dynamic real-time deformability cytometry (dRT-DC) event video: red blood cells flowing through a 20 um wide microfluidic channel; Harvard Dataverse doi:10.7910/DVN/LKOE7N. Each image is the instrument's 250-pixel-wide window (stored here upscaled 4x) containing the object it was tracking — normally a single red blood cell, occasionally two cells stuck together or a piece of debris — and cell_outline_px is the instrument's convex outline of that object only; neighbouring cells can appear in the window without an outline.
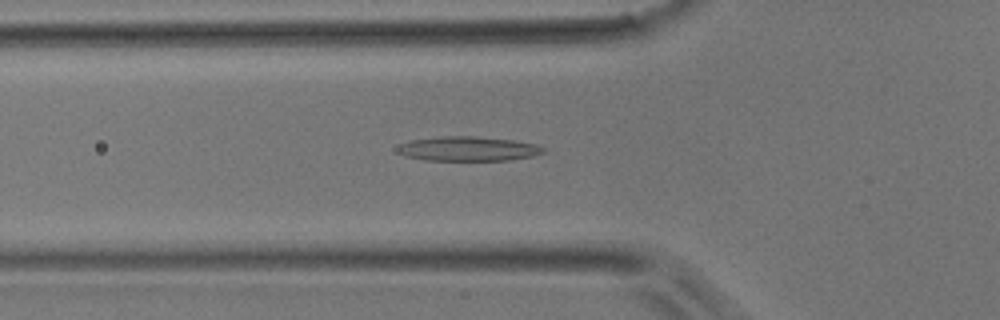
{"species": "common noctule bat (a hibernating species)", "species_latin": "Nyctalus noctula", "temperature_condition": "room temperature", "stored_images_in_passage": 39, "camera_frame_rate_fps": 3000, "um_per_image_px": 0.085, "animal": {"sex": "male", "body_mass_g": 17.9}, "frame": {"image": 1, "passage_image": 15, "time_ms": 4.667, "image_size_px": [1000, 320], "cell_outline_px": [[544, 152], [532, 156], [508, 160], [424, 160], [404, 156], [400, 152], [400, 144], [412, 140], [440, 136], [476, 136], [516, 140], [536, 144], [544, 148]], "centroid_in_image_um": [39.82, 12.64], "position_along_channel_um": 86.0, "area_um2": 20.69}}
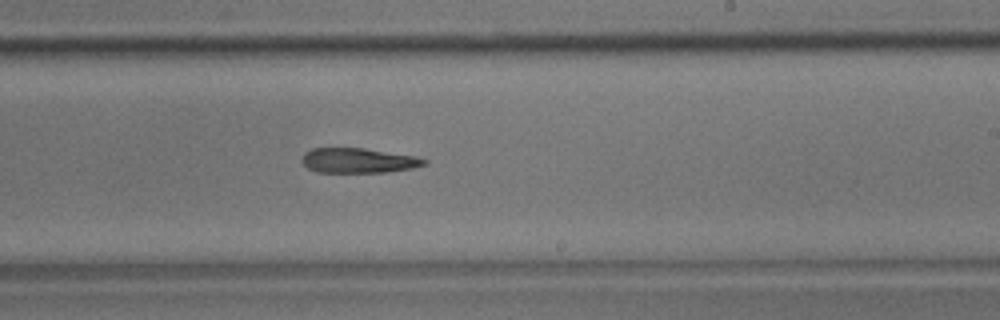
{"frame": {"image": 2, "passage_image": 27, "time_ms": 8.667, "image_size_px": [1000, 320], "cell_outline_px": [[428, 164], [412, 168], [384, 172], [316, 172], [308, 168], [300, 160], [304, 152], [312, 148], [364, 148], [416, 156], [428, 160]], "centroid_in_image_um": [30.45, 13.64], "position_along_channel_um": 258.5, "area_um2": 17.8}}
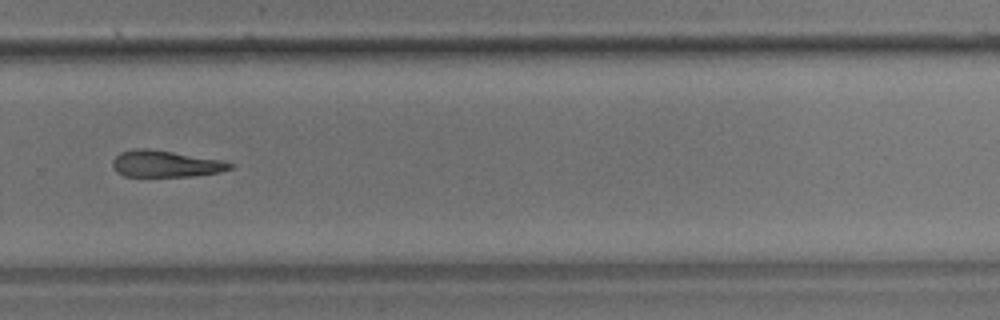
{"frame": {"image": 3, "passage_image": 31, "time_ms": 10.0, "image_size_px": [1000, 320], "cell_outline_px": [[236, 164], [232, 168], [220, 172], [192, 176], [124, 176], [116, 172], [112, 168], [112, 160], [120, 152], [136, 148], [148, 148], [220, 160]], "centroid_in_image_um": [14.04, 13.93], "position_along_channel_um": 315.8, "area_um2": 18.15}}